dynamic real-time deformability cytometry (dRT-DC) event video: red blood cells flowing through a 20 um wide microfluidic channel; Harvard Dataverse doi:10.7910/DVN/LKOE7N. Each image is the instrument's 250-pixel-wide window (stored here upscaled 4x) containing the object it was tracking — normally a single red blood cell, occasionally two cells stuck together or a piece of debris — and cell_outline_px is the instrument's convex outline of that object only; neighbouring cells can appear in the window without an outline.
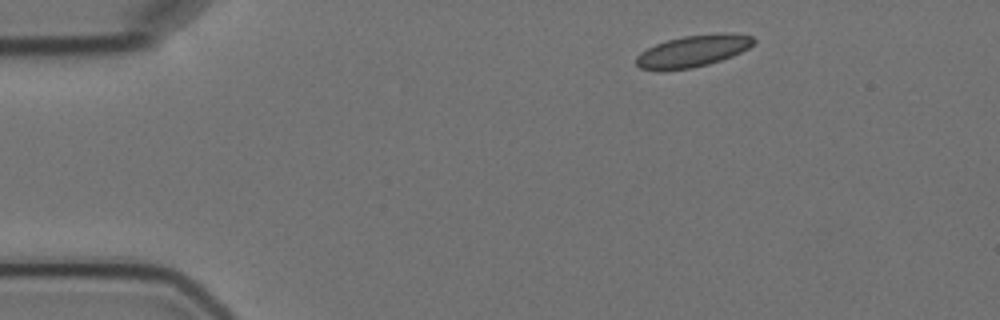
{"species": "Egyptian fruit bat (a non-hibernating species)", "species_latin": "Rousettus aegyptiacus", "temperature_condition": "cold", "stored_images_in_passage": 4, "camera_frame_rate_fps": 3000, "um_per_image_px": 0.085, "animal": {"sex": "female"}, "frame": {"image": 1, "passage_image": 1, "time_ms": 0.0, "image_size_px": [1000, 320], "cell_outline_px": [[756, 40], [748, 48], [732, 56], [708, 64], [692, 68], [664, 72], [660, 72], [640, 68], [636, 64], [636, 56], [640, 52], [656, 44], [668, 40], [684, 36], [720, 32], [732, 32], [752, 36]], "centroid_in_image_um": [58.88, 4.35], "position_along_channel_um": 26.1, "area_um2": 22.08}}
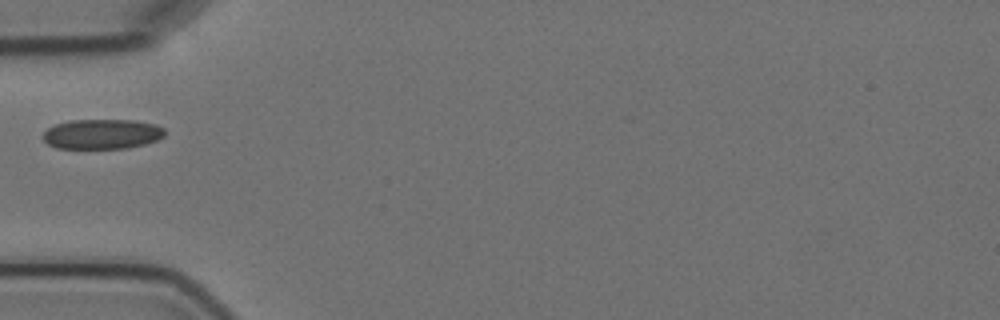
{"frame": {"image": 2, "passage_image": 4, "time_ms": 3.333, "image_size_px": [1000, 320], "cell_outline_px": [[164, 136], [156, 140], [144, 144], [128, 148], [56, 148], [48, 144], [40, 136], [48, 128], [56, 124], [68, 120], [136, 120], [156, 124], [164, 128]], "centroid_in_image_um": [8.66, 11.39], "position_along_channel_um": 76.3, "area_um2": 21.33}}